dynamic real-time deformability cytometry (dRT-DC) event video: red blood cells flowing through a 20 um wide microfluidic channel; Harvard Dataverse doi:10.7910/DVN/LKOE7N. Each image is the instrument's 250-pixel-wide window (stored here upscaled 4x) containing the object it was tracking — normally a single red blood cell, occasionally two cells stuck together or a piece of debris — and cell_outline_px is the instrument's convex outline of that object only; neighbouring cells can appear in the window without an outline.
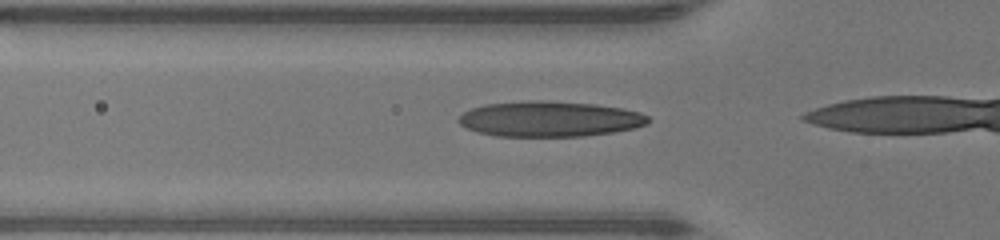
{"species": "human", "species_latin": "Homo sapiens", "temperature_condition": "warm", "stored_images_in_passage": 4, "camera_frame_rate_fps": 3000, "um_per_image_px": 0.085, "donor": {"sex": "male"}, "frame": {"image": 1, "passage_image": 2, "time_ms": 0.333, "image_size_px": [1000, 240], "cell_outline_px": [[652, 120], [648, 124], [636, 128], [612, 132], [584, 136], [496, 136], [476, 132], [460, 124], [456, 120], [464, 112], [472, 108], [484, 104], [528, 100], [540, 100], [596, 104], [624, 108], [640, 112], [648, 116]], "centroid_in_image_um": [46.75, 10.11], "position_along_channel_um": 79.1, "area_um2": 39.48}}